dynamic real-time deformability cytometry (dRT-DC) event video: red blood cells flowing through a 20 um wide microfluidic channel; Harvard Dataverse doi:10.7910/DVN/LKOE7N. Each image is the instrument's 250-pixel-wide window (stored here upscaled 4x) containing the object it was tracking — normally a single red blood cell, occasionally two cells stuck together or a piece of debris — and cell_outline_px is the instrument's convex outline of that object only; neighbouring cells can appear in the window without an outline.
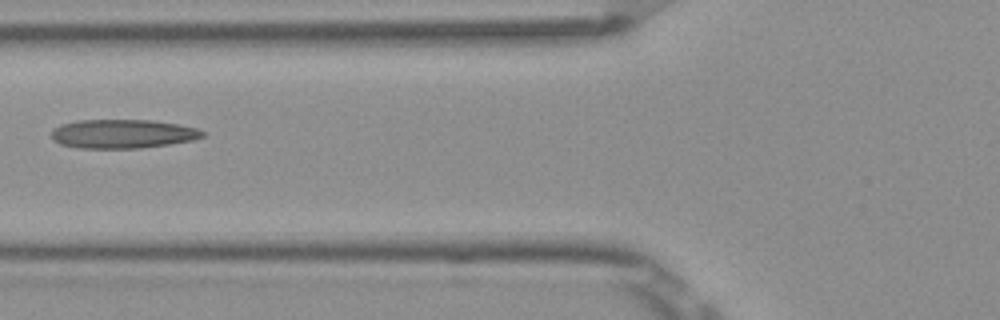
{"species": "Egyptian fruit bat (a non-hibernating species)", "species_latin": "Rousettus aegyptiacus", "temperature_condition": "room temperature", "stored_images_in_passage": 6, "camera_frame_rate_fps": 3000, "um_per_image_px": 0.085, "frame": {"image": 1, "passage_image": 6, "time_ms": 1.667, "image_size_px": [1000, 320], "cell_outline_px": [[204, 136], [192, 140], [168, 144], [140, 148], [76, 148], [60, 144], [52, 140], [52, 128], [60, 124], [76, 120], [152, 120], [180, 124], [196, 128], [204, 132]], "centroid_in_image_um": [10.38, 11.37], "position_along_channel_um": 115.4, "area_um2": 25.61}}